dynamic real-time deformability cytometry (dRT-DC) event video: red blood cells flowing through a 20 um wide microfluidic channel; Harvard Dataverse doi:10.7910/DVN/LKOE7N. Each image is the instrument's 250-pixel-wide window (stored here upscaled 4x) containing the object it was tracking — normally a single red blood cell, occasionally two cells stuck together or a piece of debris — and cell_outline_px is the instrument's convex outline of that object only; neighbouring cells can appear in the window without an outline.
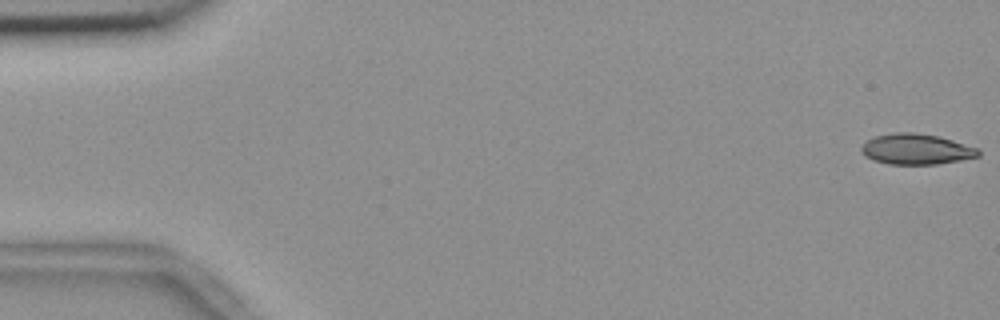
{"species": "common noctule bat (a hibernating species)", "species_latin": "Nyctalus noctula", "temperature_condition": "room temperature", "stored_images_in_passage": 11, "camera_frame_rate_fps": 3000, "um_per_image_px": 0.085, "animal": {"sex": "female", "body_mass_g": 18.4}, "frame": {"image": 1, "passage_image": 1, "time_ms": 0.0, "image_size_px": [1000, 320], "cell_outline_px": [[980, 156], [936, 164], [888, 164], [872, 160], [864, 156], [860, 152], [860, 148], [868, 140], [876, 136], [892, 132], [916, 132], [940, 136], [980, 148]], "centroid_in_image_um": [77.88, 12.67], "position_along_channel_um": 7.1, "area_um2": 21.1}}